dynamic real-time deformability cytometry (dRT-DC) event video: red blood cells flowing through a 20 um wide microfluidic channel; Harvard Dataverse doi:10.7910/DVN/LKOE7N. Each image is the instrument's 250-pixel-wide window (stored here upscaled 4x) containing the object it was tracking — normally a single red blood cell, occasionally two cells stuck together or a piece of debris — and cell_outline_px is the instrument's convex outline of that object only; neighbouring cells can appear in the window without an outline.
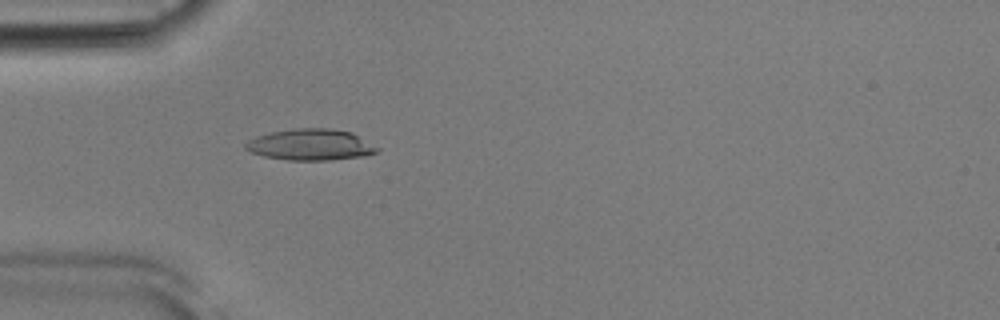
{"species": "Egyptian fruit bat (a non-hibernating species)", "species_latin": "Rousettus aegyptiacus", "temperature_condition": "room temperature", "stored_images_in_passage": 52, "camera_frame_rate_fps": 3000, "um_per_image_px": 0.085, "animal": {"sex": "male"}, "frame": {"image": 1, "passage_image": 16, "time_ms": 5.0, "image_size_px": [1000, 320], "cell_outline_px": [[380, 148], [376, 152], [364, 156], [332, 160], [288, 160], [264, 156], [252, 152], [244, 148], [244, 144], [248, 140], [256, 136], [272, 132], [292, 128], [332, 128], [352, 132], [360, 136]], "centroid_in_image_um": [26.42, 12.29], "position_along_channel_um": 58.6, "area_um2": 24.1}}
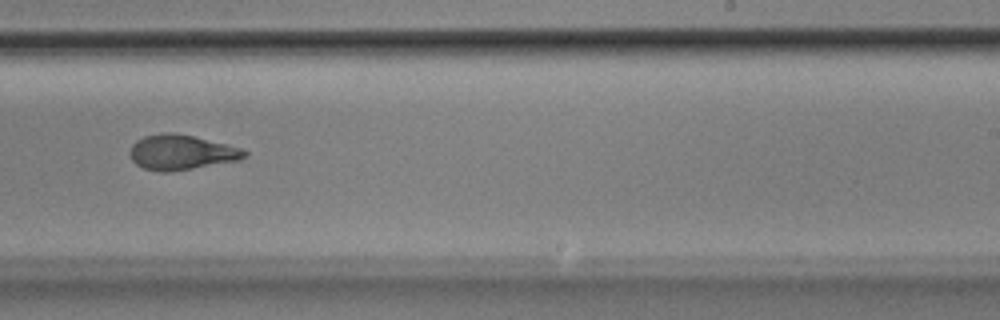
{"frame": {"image": 2, "passage_image": 33, "time_ms": 10.667, "image_size_px": [1000, 320], "cell_outline_px": [[248, 156], [240, 160], [168, 172], [160, 172], [144, 168], [136, 164], [132, 160], [132, 144], [136, 140], [144, 136], [160, 132], [172, 132], [192, 136], [240, 148], [248, 152]], "centroid_in_image_um": [15.41, 12.94], "position_along_channel_um": 273.6, "area_um2": 23.06}}
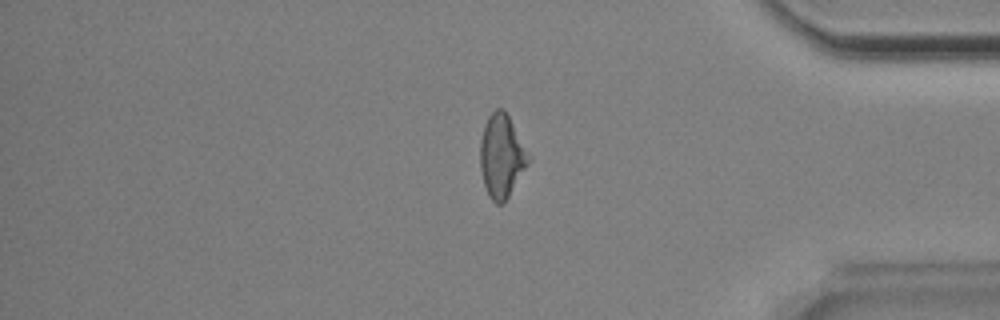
{"frame": {"image": 3, "passage_image": 44, "time_ms": 14.333, "image_size_px": [1000, 320], "cell_outline_px": [[528, 164], [504, 204], [496, 204], [488, 196], [484, 184], [480, 168], [480, 140], [484, 124], [488, 116], [496, 108], [504, 108], [512, 124], [528, 160]], "centroid_in_image_um": [42.57, 13.3], "position_along_channel_um": 392.6, "area_um2": 22.72}, "authors_computed_cell_mechanics": {"area_um2": 23.4379, "velocity_mm_per_s": 3.8786, "shape_relaxation_time_tau1_ms": 4.3215, "shape_relaxation_time_tau2_ms": 1.2997, "deformation_change_tau1": 0.1482, "deformation_change_tau2": 0.0656}}